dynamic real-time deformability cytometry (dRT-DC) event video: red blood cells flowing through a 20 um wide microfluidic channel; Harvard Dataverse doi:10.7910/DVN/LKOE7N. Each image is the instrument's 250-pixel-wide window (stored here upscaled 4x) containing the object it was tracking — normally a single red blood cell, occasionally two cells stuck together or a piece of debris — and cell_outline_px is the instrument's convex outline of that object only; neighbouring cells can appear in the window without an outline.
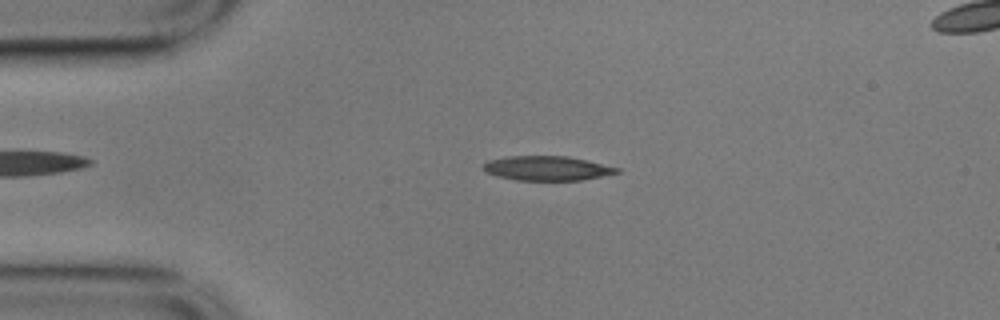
{"species": "common noctule bat (a hibernating species)", "species_latin": "Nyctalus noctula", "temperature_condition": "cold", "stored_images_in_passage": 51, "camera_frame_rate_fps": 3000, "um_per_image_px": 0.085, "animal": {"sex": "male", "body_mass_g": 17.9}, "frame": {"image": 1, "passage_image": 12, "time_ms": 3.667, "image_size_px": [1000, 320], "cell_outline_px": [[620, 172], [580, 180], [516, 180], [496, 176], [488, 172], [484, 168], [484, 164], [488, 160], [508, 156], [568, 156], [588, 160], [620, 168]], "centroid_in_image_um": [46.51, 14.29], "position_along_channel_um": 38.5, "area_um2": 18.9}}
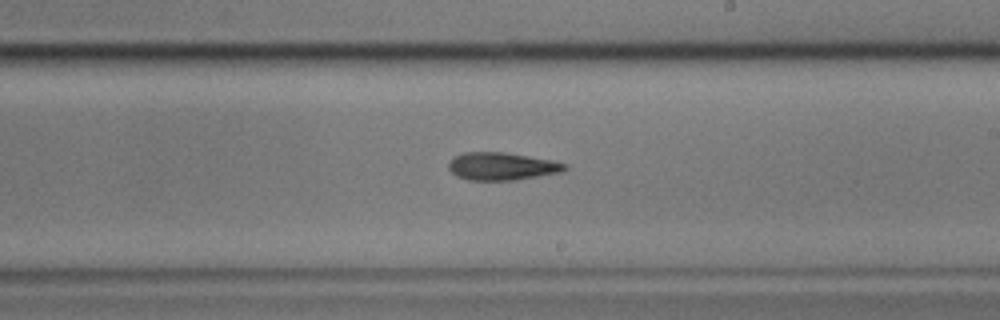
{"frame": {"image": 2, "passage_image": 32, "time_ms": 10.333, "image_size_px": [1000, 320], "cell_outline_px": [[568, 168], [564, 172], [516, 180], [468, 180], [456, 176], [448, 168], [448, 164], [456, 156], [464, 152], [504, 152], [552, 160], [568, 164]], "centroid_in_image_um": [42.7, 14.14], "position_along_channel_um": 246.3, "area_um2": 18.84}}
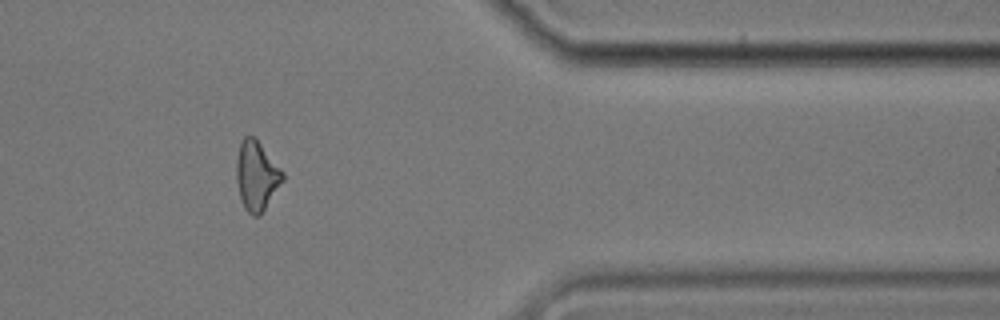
{"frame": {"image": 3, "passage_image": 46, "time_ms": 15.0, "image_size_px": [1000, 320], "cell_outline_px": [[284, 180], [260, 216], [252, 216], [244, 208], [240, 196], [236, 180], [236, 160], [240, 144], [244, 136], [252, 136], [260, 144], [284, 172]], "centroid_in_image_um": [21.81, 14.97], "position_along_channel_um": 389.6, "area_um2": 18.55}, "authors_computed_cell_mechanics": {"area_um2": 19.1896, "velocity_mm_per_s": 3.5232, "shape_relaxation_time_tau1_ms": null, "shape_relaxation_time_tau2_ms": 7.4035, "deformation_change_tau1": null, "deformation_change_tau2": 0.2104}}